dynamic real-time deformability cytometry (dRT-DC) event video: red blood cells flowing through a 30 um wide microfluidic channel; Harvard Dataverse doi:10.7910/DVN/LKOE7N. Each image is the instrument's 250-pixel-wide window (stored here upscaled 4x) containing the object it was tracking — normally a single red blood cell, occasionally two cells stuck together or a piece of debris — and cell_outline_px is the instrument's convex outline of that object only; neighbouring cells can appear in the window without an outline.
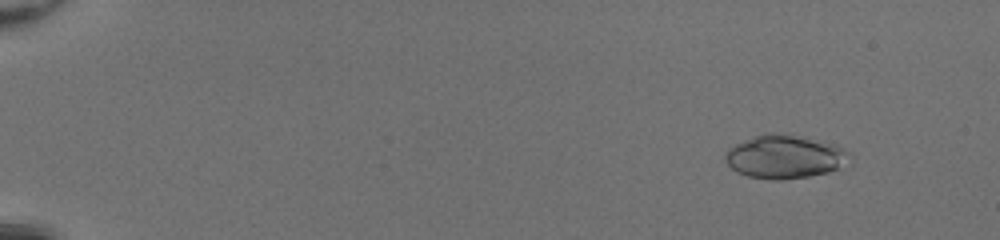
{"species": "common noctule bat (a hibernating species)", "species_latin": "Nyctalus noctula", "temperature_condition": "room temperature", "stored_images_in_passage": 51, "camera_frame_rate_fps": 3000, "um_per_image_px": 0.085, "animal": {"sex": "female", "body_mass_g": 20.0, "forearm_length_mm": 54.0}, "frame": {"image": 1, "passage_image": 6, "time_ms": 1.667, "image_size_px": [1000, 240], "cell_outline_px": [[852, 160], [840, 168], [828, 172], [808, 176], [784, 180], [772, 180], [748, 176], [736, 172], [724, 160], [724, 156], [728, 148], [736, 144], [764, 132], [772, 132], [796, 136], [836, 144], [852, 152]], "centroid_in_image_um": [66.74, 13.33], "position_along_channel_um": 18.3, "area_um2": 31.73}}
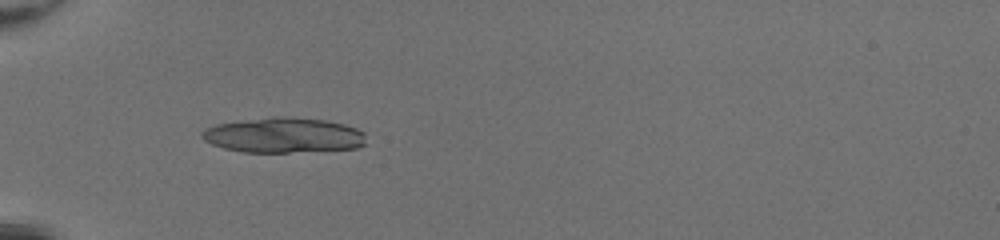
{"frame": {"image": 2, "passage_image": 19, "time_ms": 6.0, "image_size_px": [1000, 240], "cell_outline_px": [[364, 144], [356, 148], [288, 152], [244, 152], [224, 148], [212, 144], [204, 140], [200, 136], [200, 132], [204, 128], [216, 124], [240, 120], [272, 116], [280, 116], [324, 120], [344, 124], [356, 128], [364, 132]], "centroid_in_image_um": [24.04, 11.48], "position_along_channel_um": 61.0, "area_um2": 33.58}}